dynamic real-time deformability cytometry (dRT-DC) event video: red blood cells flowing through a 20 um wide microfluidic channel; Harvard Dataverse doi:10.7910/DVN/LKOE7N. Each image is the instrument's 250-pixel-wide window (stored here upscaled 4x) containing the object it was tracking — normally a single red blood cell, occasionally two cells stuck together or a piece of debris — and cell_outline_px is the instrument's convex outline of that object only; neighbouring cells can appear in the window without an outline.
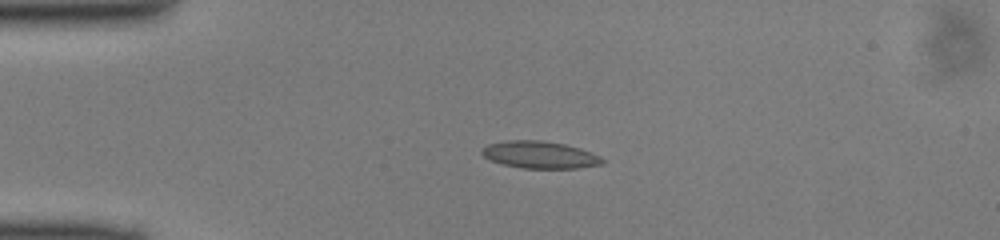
{"species": "common noctule bat (a hibernating species)", "species_latin": "Nyctalus noctula", "temperature_condition": "cold", "stored_images_in_passage": 49, "camera_frame_rate_fps": 3000, "um_per_image_px": 0.085, "animal": {"sex": "male", "body_mass_g": 13.0, "forearm_length_mm": 53.1}, "frame": {"image": 1, "passage_image": 11, "time_ms": 3.333, "image_size_px": [1000, 240], "cell_outline_px": [[604, 164], [580, 168], [520, 168], [504, 164], [492, 160], [484, 156], [480, 152], [480, 148], [488, 144], [508, 140], [540, 140], [564, 144], [580, 148], [600, 156], [604, 160]], "centroid_in_image_um": [45.89, 13.15], "position_along_channel_um": 39.1, "area_um2": 19.07}}
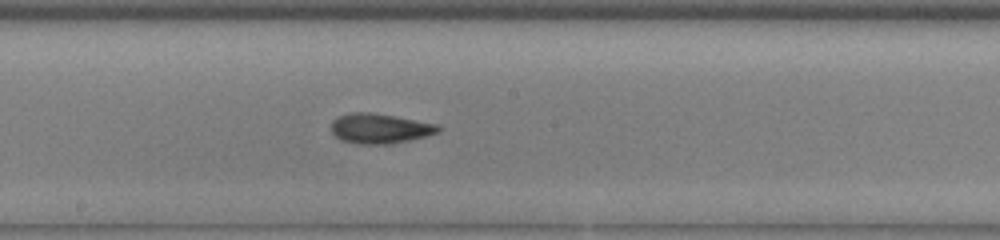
{"frame": {"image": 2, "passage_image": 26, "time_ms": 8.333, "image_size_px": [1000, 240], "cell_outline_px": [[444, 128], [440, 132], [428, 136], [388, 144], [356, 144], [340, 140], [332, 132], [332, 120], [336, 116], [352, 112], [372, 112], [440, 124]], "centroid_in_image_um": [32.32, 10.91], "position_along_channel_um": 215.9, "area_um2": 19.02}}
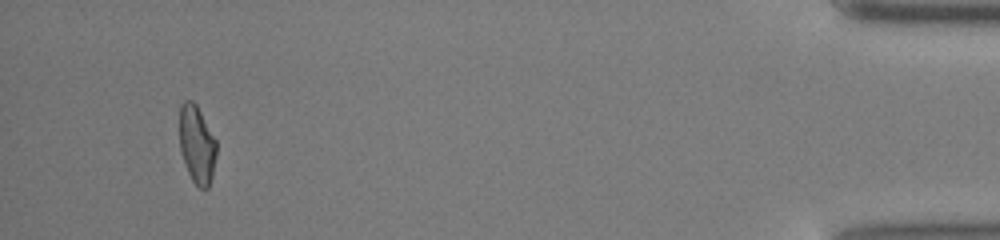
{"frame": {"image": 3, "passage_image": 46, "time_ms": 15.0, "image_size_px": [1000, 240], "cell_outline_px": [[216, 156], [212, 176], [208, 188], [200, 188], [192, 180], [188, 172], [180, 152], [180, 104], [184, 100], [192, 100], [196, 104], [216, 140]], "centroid_in_image_um": [16.73, 12.27], "position_along_channel_um": 418.5, "area_um2": 16.7}}